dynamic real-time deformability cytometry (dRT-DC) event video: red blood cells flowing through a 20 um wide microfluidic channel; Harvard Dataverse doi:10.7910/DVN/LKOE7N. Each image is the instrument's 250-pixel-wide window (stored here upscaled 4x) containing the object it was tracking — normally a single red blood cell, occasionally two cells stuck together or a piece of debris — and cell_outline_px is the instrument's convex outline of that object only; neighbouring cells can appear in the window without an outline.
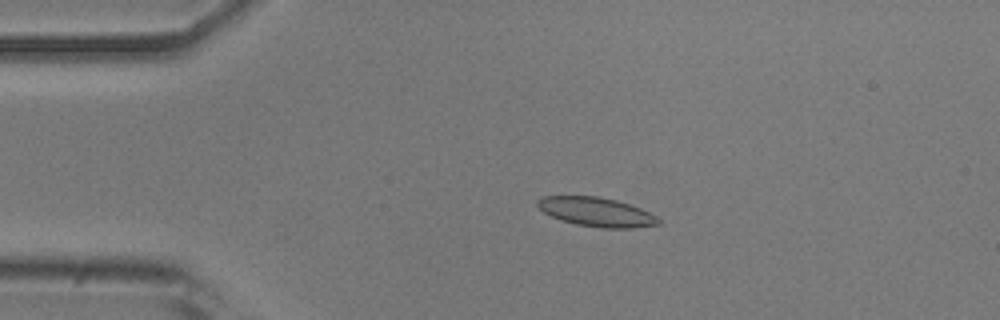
{"species": "common noctule bat (a hibernating species)", "species_latin": "Nyctalus noctula", "temperature_condition": "room temperature", "stored_images_in_passage": 52, "camera_frame_rate_fps": 3000, "um_per_image_px": 0.085, "animal": {"sex": "male", "body_mass_g": 20.5, "forearm_length_mm": 52.5}, "frame": {"image": 1, "passage_image": 11, "time_ms": 3.333, "image_size_px": [1000, 320], "cell_outline_px": [[660, 224], [632, 228], [604, 228], [576, 224], [560, 220], [544, 212], [536, 204], [536, 200], [544, 196], [596, 196], [616, 200], [640, 208], [656, 216], [660, 220]], "centroid_in_image_um": [50.68, 18.01], "position_along_channel_um": 34.3, "area_um2": 20.35}}
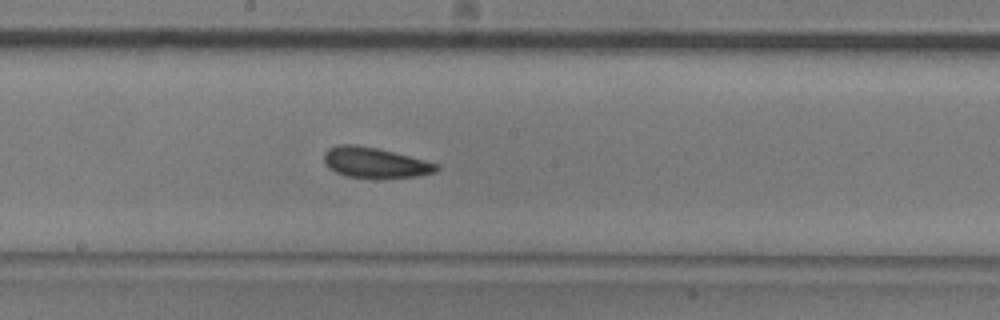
{"frame": {"image": 2, "passage_image": 28, "time_ms": 9.0, "image_size_px": [1000, 320], "cell_outline_px": [[440, 168], [436, 172], [416, 176], [348, 176], [336, 172], [328, 168], [324, 164], [324, 152], [328, 148], [336, 144], [356, 144], [376, 148], [440, 164]], "centroid_in_image_um": [31.83, 13.78], "position_along_channel_um": 216.4, "area_um2": 19.42}}
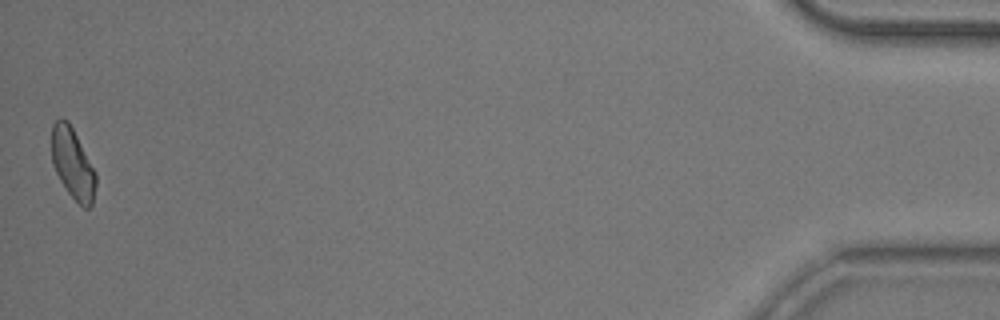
{"frame": {"image": 3, "passage_image": 52, "time_ms": 17.0, "image_size_px": [1000, 320], "cell_outline_px": [[96, 184], [92, 204], [88, 208], [84, 208], [68, 192], [60, 180], [52, 164], [52, 124], [60, 116], [68, 120], [96, 172]], "centroid_in_image_um": [6.17, 13.88], "position_along_channel_um": 429.0, "area_um2": 18.09}, "authors_computed_cell_mechanics": {"area_um2": 19.7387, "velocity_mm_per_s": 3.8585, "shape_relaxation_time_tau1_ms": 3.7506, "shape_relaxation_time_tau2_ms": 3.1746, "deformation_change_tau1": 0.109, "deformation_change_tau2": 0.1151}}